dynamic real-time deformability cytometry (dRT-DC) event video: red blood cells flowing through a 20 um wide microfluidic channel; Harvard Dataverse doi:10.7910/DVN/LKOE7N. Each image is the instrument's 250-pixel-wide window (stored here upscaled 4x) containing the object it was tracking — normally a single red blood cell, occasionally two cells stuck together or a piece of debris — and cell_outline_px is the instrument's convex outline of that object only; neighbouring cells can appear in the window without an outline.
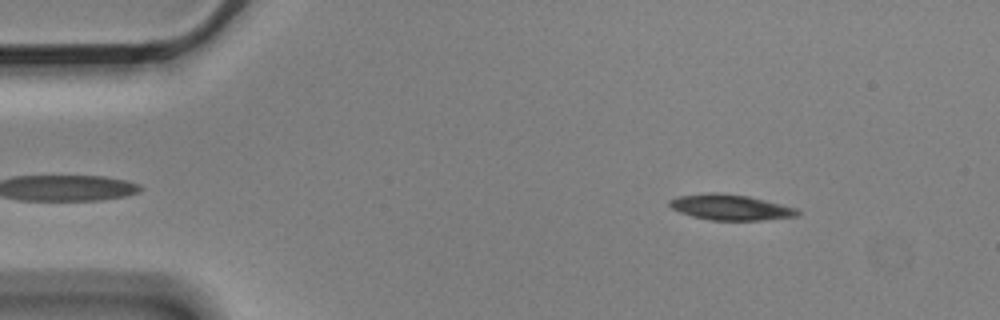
{"species": "Egyptian fruit bat (a non-hibernating species)", "species_latin": "Rousettus aegyptiacus", "temperature_condition": "cold", "stored_images_in_passage": 3, "camera_frame_rate_fps": 3000, "um_per_image_px": 0.085, "animal": {"sex": "male"}, "frame": {"image": 1, "passage_image": 1, "time_ms": 0.0, "image_size_px": [1000, 320], "cell_outline_px": [[800, 216], [760, 220], [708, 220], [692, 216], [680, 212], [672, 208], [668, 204], [668, 200], [680, 196], [708, 192], [716, 192], [748, 196], [796, 208], [800, 212]], "centroid_in_image_um": [62.07, 17.62], "position_along_channel_um": 22.9, "area_um2": 19.02}}